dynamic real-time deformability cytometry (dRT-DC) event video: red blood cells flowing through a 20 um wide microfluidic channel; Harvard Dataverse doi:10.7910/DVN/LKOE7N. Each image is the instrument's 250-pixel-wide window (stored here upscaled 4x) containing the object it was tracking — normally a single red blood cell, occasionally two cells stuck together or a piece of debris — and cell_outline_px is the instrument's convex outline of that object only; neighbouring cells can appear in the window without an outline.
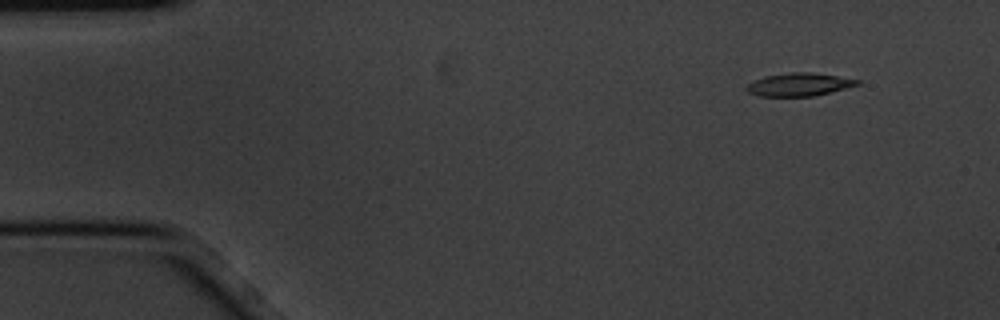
{"species": "common noctule bat (a hibernating species)", "species_latin": "Nyctalus noctula", "temperature_condition": "cold", "stored_images_in_passage": 5, "camera_frame_rate_fps": 3000, "um_per_image_px": 0.085, "animal": {"sex": "male", "body_mass_g": 20.1, "forearm_length_mm": 53.5}, "frame": {"image": 1, "passage_image": 2, "time_ms": 0.333, "image_size_px": [1000, 320], "cell_outline_px": [[860, 84], [812, 96], [760, 96], [748, 92], [744, 88], [748, 84], [764, 76], [792, 72], [812, 72], [860, 80]], "centroid_in_image_um": [67.88, 7.18], "position_along_channel_um": 17.1, "area_um2": 14.57}}
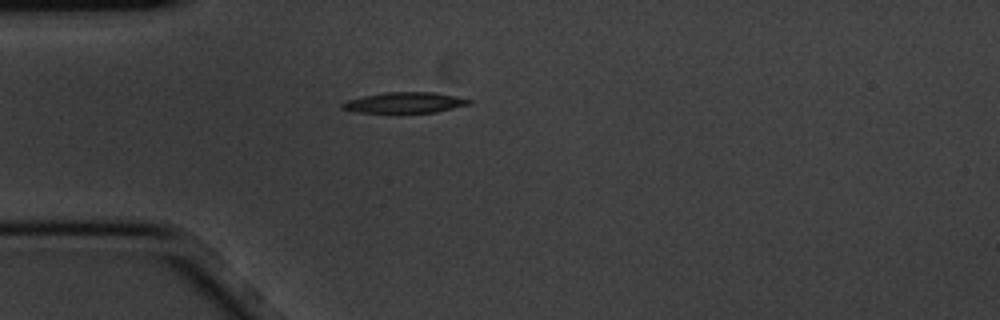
{"frame": {"image": 2, "passage_image": 5, "time_ms": 1.333, "image_size_px": [1000, 320], "cell_outline_px": [[472, 104], [436, 112], [400, 116], [396, 116], [356, 112], [340, 108], [340, 104], [348, 100], [364, 96], [384, 92], [432, 92], [456, 96], [472, 100]], "centroid_in_image_um": [34.37, 8.78], "position_along_channel_um": 50.6, "area_um2": 16.42}}